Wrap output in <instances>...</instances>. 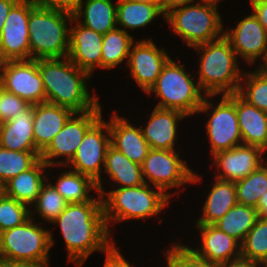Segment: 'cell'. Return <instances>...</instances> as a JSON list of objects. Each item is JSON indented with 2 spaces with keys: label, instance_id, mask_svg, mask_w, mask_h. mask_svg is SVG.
<instances>
[{
  "label": "cell",
  "instance_id": "cell-41",
  "mask_svg": "<svg viewBox=\"0 0 267 267\" xmlns=\"http://www.w3.org/2000/svg\"><path fill=\"white\" fill-rule=\"evenodd\" d=\"M38 5L73 14L82 0H35Z\"/></svg>",
  "mask_w": 267,
  "mask_h": 267
},
{
  "label": "cell",
  "instance_id": "cell-35",
  "mask_svg": "<svg viewBox=\"0 0 267 267\" xmlns=\"http://www.w3.org/2000/svg\"><path fill=\"white\" fill-rule=\"evenodd\" d=\"M238 94L249 104L267 113V77L260 72L243 73Z\"/></svg>",
  "mask_w": 267,
  "mask_h": 267
},
{
  "label": "cell",
  "instance_id": "cell-49",
  "mask_svg": "<svg viewBox=\"0 0 267 267\" xmlns=\"http://www.w3.org/2000/svg\"><path fill=\"white\" fill-rule=\"evenodd\" d=\"M148 3L155 4L159 9L166 13V0H148Z\"/></svg>",
  "mask_w": 267,
  "mask_h": 267
},
{
  "label": "cell",
  "instance_id": "cell-22",
  "mask_svg": "<svg viewBox=\"0 0 267 267\" xmlns=\"http://www.w3.org/2000/svg\"><path fill=\"white\" fill-rule=\"evenodd\" d=\"M74 112L49 102L34 105L33 136L35 147L42 152Z\"/></svg>",
  "mask_w": 267,
  "mask_h": 267
},
{
  "label": "cell",
  "instance_id": "cell-26",
  "mask_svg": "<svg viewBox=\"0 0 267 267\" xmlns=\"http://www.w3.org/2000/svg\"><path fill=\"white\" fill-rule=\"evenodd\" d=\"M111 0H82L73 18L83 26L100 34L117 27V4ZM84 5V7H83ZM83 19V21L79 19Z\"/></svg>",
  "mask_w": 267,
  "mask_h": 267
},
{
  "label": "cell",
  "instance_id": "cell-5",
  "mask_svg": "<svg viewBox=\"0 0 267 267\" xmlns=\"http://www.w3.org/2000/svg\"><path fill=\"white\" fill-rule=\"evenodd\" d=\"M98 193L102 196L104 218L109 232V224L112 221L121 223L124 220L156 217L170 204L167 194L147 183L136 187H117L112 191L104 190Z\"/></svg>",
  "mask_w": 267,
  "mask_h": 267
},
{
  "label": "cell",
  "instance_id": "cell-34",
  "mask_svg": "<svg viewBox=\"0 0 267 267\" xmlns=\"http://www.w3.org/2000/svg\"><path fill=\"white\" fill-rule=\"evenodd\" d=\"M235 186L237 203L256 208L261 195L267 191V164L236 181Z\"/></svg>",
  "mask_w": 267,
  "mask_h": 267
},
{
  "label": "cell",
  "instance_id": "cell-29",
  "mask_svg": "<svg viewBox=\"0 0 267 267\" xmlns=\"http://www.w3.org/2000/svg\"><path fill=\"white\" fill-rule=\"evenodd\" d=\"M117 26L134 30L150 24L157 16L165 13L152 3H139L131 0H117Z\"/></svg>",
  "mask_w": 267,
  "mask_h": 267
},
{
  "label": "cell",
  "instance_id": "cell-2",
  "mask_svg": "<svg viewBox=\"0 0 267 267\" xmlns=\"http://www.w3.org/2000/svg\"><path fill=\"white\" fill-rule=\"evenodd\" d=\"M44 84L46 102L82 113L95 109L100 103L97 95L89 93L87 80L92 76L79 69L68 57L37 59Z\"/></svg>",
  "mask_w": 267,
  "mask_h": 267
},
{
  "label": "cell",
  "instance_id": "cell-19",
  "mask_svg": "<svg viewBox=\"0 0 267 267\" xmlns=\"http://www.w3.org/2000/svg\"><path fill=\"white\" fill-rule=\"evenodd\" d=\"M201 246L191 248L198 256L213 264L226 263L241 257V244L214 224H197Z\"/></svg>",
  "mask_w": 267,
  "mask_h": 267
},
{
  "label": "cell",
  "instance_id": "cell-28",
  "mask_svg": "<svg viewBox=\"0 0 267 267\" xmlns=\"http://www.w3.org/2000/svg\"><path fill=\"white\" fill-rule=\"evenodd\" d=\"M104 172L118 187H136L145 183L141 165L132 162L112 145L106 152Z\"/></svg>",
  "mask_w": 267,
  "mask_h": 267
},
{
  "label": "cell",
  "instance_id": "cell-3",
  "mask_svg": "<svg viewBox=\"0 0 267 267\" xmlns=\"http://www.w3.org/2000/svg\"><path fill=\"white\" fill-rule=\"evenodd\" d=\"M201 54L198 85L205 95H229L238 93L242 71L230 42L221 38L193 47Z\"/></svg>",
  "mask_w": 267,
  "mask_h": 267
},
{
  "label": "cell",
  "instance_id": "cell-48",
  "mask_svg": "<svg viewBox=\"0 0 267 267\" xmlns=\"http://www.w3.org/2000/svg\"><path fill=\"white\" fill-rule=\"evenodd\" d=\"M195 1L196 0H166V12H168L170 9L174 7L193 3Z\"/></svg>",
  "mask_w": 267,
  "mask_h": 267
},
{
  "label": "cell",
  "instance_id": "cell-31",
  "mask_svg": "<svg viewBox=\"0 0 267 267\" xmlns=\"http://www.w3.org/2000/svg\"><path fill=\"white\" fill-rule=\"evenodd\" d=\"M257 219L258 213L254 207L237 203L214 225L242 244Z\"/></svg>",
  "mask_w": 267,
  "mask_h": 267
},
{
  "label": "cell",
  "instance_id": "cell-25",
  "mask_svg": "<svg viewBox=\"0 0 267 267\" xmlns=\"http://www.w3.org/2000/svg\"><path fill=\"white\" fill-rule=\"evenodd\" d=\"M46 163L40 158L31 168L21 172L8 181L0 190L8 197L29 207L36 201L45 179Z\"/></svg>",
  "mask_w": 267,
  "mask_h": 267
},
{
  "label": "cell",
  "instance_id": "cell-52",
  "mask_svg": "<svg viewBox=\"0 0 267 267\" xmlns=\"http://www.w3.org/2000/svg\"><path fill=\"white\" fill-rule=\"evenodd\" d=\"M167 261L166 267H175L168 259H165Z\"/></svg>",
  "mask_w": 267,
  "mask_h": 267
},
{
  "label": "cell",
  "instance_id": "cell-21",
  "mask_svg": "<svg viewBox=\"0 0 267 267\" xmlns=\"http://www.w3.org/2000/svg\"><path fill=\"white\" fill-rule=\"evenodd\" d=\"M109 123L111 145L132 162L142 165L151 147L145 140L141 127L133 126L126 118L114 113Z\"/></svg>",
  "mask_w": 267,
  "mask_h": 267
},
{
  "label": "cell",
  "instance_id": "cell-51",
  "mask_svg": "<svg viewBox=\"0 0 267 267\" xmlns=\"http://www.w3.org/2000/svg\"><path fill=\"white\" fill-rule=\"evenodd\" d=\"M219 1H222V0H199L200 3L213 4L216 6H218V3H220Z\"/></svg>",
  "mask_w": 267,
  "mask_h": 267
},
{
  "label": "cell",
  "instance_id": "cell-33",
  "mask_svg": "<svg viewBox=\"0 0 267 267\" xmlns=\"http://www.w3.org/2000/svg\"><path fill=\"white\" fill-rule=\"evenodd\" d=\"M40 151H13L0 146V189L13 177L31 168Z\"/></svg>",
  "mask_w": 267,
  "mask_h": 267
},
{
  "label": "cell",
  "instance_id": "cell-53",
  "mask_svg": "<svg viewBox=\"0 0 267 267\" xmlns=\"http://www.w3.org/2000/svg\"><path fill=\"white\" fill-rule=\"evenodd\" d=\"M134 2H139V3H148V0H131Z\"/></svg>",
  "mask_w": 267,
  "mask_h": 267
},
{
  "label": "cell",
  "instance_id": "cell-16",
  "mask_svg": "<svg viewBox=\"0 0 267 267\" xmlns=\"http://www.w3.org/2000/svg\"><path fill=\"white\" fill-rule=\"evenodd\" d=\"M252 14L240 20L235 28L226 29L223 36L230 42L236 55L248 64L267 55V31Z\"/></svg>",
  "mask_w": 267,
  "mask_h": 267
},
{
  "label": "cell",
  "instance_id": "cell-30",
  "mask_svg": "<svg viewBox=\"0 0 267 267\" xmlns=\"http://www.w3.org/2000/svg\"><path fill=\"white\" fill-rule=\"evenodd\" d=\"M51 184L68 204L92 200L89 192L93 189L98 193L97 184L92 178L73 170L61 173L57 183Z\"/></svg>",
  "mask_w": 267,
  "mask_h": 267
},
{
  "label": "cell",
  "instance_id": "cell-42",
  "mask_svg": "<svg viewBox=\"0 0 267 267\" xmlns=\"http://www.w3.org/2000/svg\"><path fill=\"white\" fill-rule=\"evenodd\" d=\"M104 267H133L123 257L116 245L106 254Z\"/></svg>",
  "mask_w": 267,
  "mask_h": 267
},
{
  "label": "cell",
  "instance_id": "cell-47",
  "mask_svg": "<svg viewBox=\"0 0 267 267\" xmlns=\"http://www.w3.org/2000/svg\"><path fill=\"white\" fill-rule=\"evenodd\" d=\"M255 209L257 210L259 219L267 220V191L261 195Z\"/></svg>",
  "mask_w": 267,
  "mask_h": 267
},
{
  "label": "cell",
  "instance_id": "cell-50",
  "mask_svg": "<svg viewBox=\"0 0 267 267\" xmlns=\"http://www.w3.org/2000/svg\"><path fill=\"white\" fill-rule=\"evenodd\" d=\"M263 64H261L258 68L260 72H262L267 77V55L263 59Z\"/></svg>",
  "mask_w": 267,
  "mask_h": 267
},
{
  "label": "cell",
  "instance_id": "cell-54",
  "mask_svg": "<svg viewBox=\"0 0 267 267\" xmlns=\"http://www.w3.org/2000/svg\"><path fill=\"white\" fill-rule=\"evenodd\" d=\"M0 267H4V259L0 258Z\"/></svg>",
  "mask_w": 267,
  "mask_h": 267
},
{
  "label": "cell",
  "instance_id": "cell-36",
  "mask_svg": "<svg viewBox=\"0 0 267 267\" xmlns=\"http://www.w3.org/2000/svg\"><path fill=\"white\" fill-rule=\"evenodd\" d=\"M241 257L259 264L267 261V220L257 219L241 244Z\"/></svg>",
  "mask_w": 267,
  "mask_h": 267
},
{
  "label": "cell",
  "instance_id": "cell-45",
  "mask_svg": "<svg viewBox=\"0 0 267 267\" xmlns=\"http://www.w3.org/2000/svg\"><path fill=\"white\" fill-rule=\"evenodd\" d=\"M259 265L257 262L240 257L239 259L218 264L217 267H258Z\"/></svg>",
  "mask_w": 267,
  "mask_h": 267
},
{
  "label": "cell",
  "instance_id": "cell-43",
  "mask_svg": "<svg viewBox=\"0 0 267 267\" xmlns=\"http://www.w3.org/2000/svg\"><path fill=\"white\" fill-rule=\"evenodd\" d=\"M252 11L267 31V0H250Z\"/></svg>",
  "mask_w": 267,
  "mask_h": 267
},
{
  "label": "cell",
  "instance_id": "cell-10",
  "mask_svg": "<svg viewBox=\"0 0 267 267\" xmlns=\"http://www.w3.org/2000/svg\"><path fill=\"white\" fill-rule=\"evenodd\" d=\"M207 97L211 98L214 95L204 97L197 113L206 112L205 114H207L210 108H213V111L209 112V119L205 124L211 154L214 155L219 151L229 150L243 144L235 107V93L222 95L217 106H214Z\"/></svg>",
  "mask_w": 267,
  "mask_h": 267
},
{
  "label": "cell",
  "instance_id": "cell-6",
  "mask_svg": "<svg viewBox=\"0 0 267 267\" xmlns=\"http://www.w3.org/2000/svg\"><path fill=\"white\" fill-rule=\"evenodd\" d=\"M183 66L170 58L146 94L155 93L160 98L157 108L177 110L188 117L197 114L206 95Z\"/></svg>",
  "mask_w": 267,
  "mask_h": 267
},
{
  "label": "cell",
  "instance_id": "cell-18",
  "mask_svg": "<svg viewBox=\"0 0 267 267\" xmlns=\"http://www.w3.org/2000/svg\"><path fill=\"white\" fill-rule=\"evenodd\" d=\"M72 23L76 25L70 27L68 58L91 75L94 69L101 68L103 34L83 26L74 18Z\"/></svg>",
  "mask_w": 267,
  "mask_h": 267
},
{
  "label": "cell",
  "instance_id": "cell-55",
  "mask_svg": "<svg viewBox=\"0 0 267 267\" xmlns=\"http://www.w3.org/2000/svg\"><path fill=\"white\" fill-rule=\"evenodd\" d=\"M262 266H263V267H267V261L261 263L259 267H262Z\"/></svg>",
  "mask_w": 267,
  "mask_h": 267
},
{
  "label": "cell",
  "instance_id": "cell-11",
  "mask_svg": "<svg viewBox=\"0 0 267 267\" xmlns=\"http://www.w3.org/2000/svg\"><path fill=\"white\" fill-rule=\"evenodd\" d=\"M110 145L109 123L103 121L101 116L85 133L74 157L66 165L67 170L71 166V170L89 176L96 182L98 191H104L101 168L105 165L106 152Z\"/></svg>",
  "mask_w": 267,
  "mask_h": 267
},
{
  "label": "cell",
  "instance_id": "cell-1",
  "mask_svg": "<svg viewBox=\"0 0 267 267\" xmlns=\"http://www.w3.org/2000/svg\"><path fill=\"white\" fill-rule=\"evenodd\" d=\"M82 203L67 204L65 210L52 222L60 227L68 252V263L82 267L95 251L107 254L116 244L104 218L102 196Z\"/></svg>",
  "mask_w": 267,
  "mask_h": 267
},
{
  "label": "cell",
  "instance_id": "cell-9",
  "mask_svg": "<svg viewBox=\"0 0 267 267\" xmlns=\"http://www.w3.org/2000/svg\"><path fill=\"white\" fill-rule=\"evenodd\" d=\"M176 150L150 149L147 157L144 159L142 175L144 182L160 188L165 194L168 189L182 187L188 183H196L201 180L192 169L188 167L183 159H180ZM146 178V179H145Z\"/></svg>",
  "mask_w": 267,
  "mask_h": 267
},
{
  "label": "cell",
  "instance_id": "cell-38",
  "mask_svg": "<svg viewBox=\"0 0 267 267\" xmlns=\"http://www.w3.org/2000/svg\"><path fill=\"white\" fill-rule=\"evenodd\" d=\"M31 210L0 190V233L26 222L31 217Z\"/></svg>",
  "mask_w": 267,
  "mask_h": 267
},
{
  "label": "cell",
  "instance_id": "cell-12",
  "mask_svg": "<svg viewBox=\"0 0 267 267\" xmlns=\"http://www.w3.org/2000/svg\"><path fill=\"white\" fill-rule=\"evenodd\" d=\"M102 116V106L99 104L95 109L74 113L66 122L61 131L54 136L49 145L41 152L40 158L48 167L66 166L74 157L79 145L83 141L87 130ZM64 160L53 161L58 157Z\"/></svg>",
  "mask_w": 267,
  "mask_h": 267
},
{
  "label": "cell",
  "instance_id": "cell-37",
  "mask_svg": "<svg viewBox=\"0 0 267 267\" xmlns=\"http://www.w3.org/2000/svg\"><path fill=\"white\" fill-rule=\"evenodd\" d=\"M47 182V183H46ZM66 200L53 187L51 182L45 181L36 201L32 204L34 212L44 219V221L52 222L65 210L67 206Z\"/></svg>",
  "mask_w": 267,
  "mask_h": 267
},
{
  "label": "cell",
  "instance_id": "cell-40",
  "mask_svg": "<svg viewBox=\"0 0 267 267\" xmlns=\"http://www.w3.org/2000/svg\"><path fill=\"white\" fill-rule=\"evenodd\" d=\"M30 106L27 101L4 90L0 83V124L10 121L20 112H25Z\"/></svg>",
  "mask_w": 267,
  "mask_h": 267
},
{
  "label": "cell",
  "instance_id": "cell-17",
  "mask_svg": "<svg viewBox=\"0 0 267 267\" xmlns=\"http://www.w3.org/2000/svg\"><path fill=\"white\" fill-rule=\"evenodd\" d=\"M264 153L259 147L245 144L215 153L212 155L214 165L218 168L215 178L232 182L244 179L266 163Z\"/></svg>",
  "mask_w": 267,
  "mask_h": 267
},
{
  "label": "cell",
  "instance_id": "cell-27",
  "mask_svg": "<svg viewBox=\"0 0 267 267\" xmlns=\"http://www.w3.org/2000/svg\"><path fill=\"white\" fill-rule=\"evenodd\" d=\"M196 224H214L237 204L235 182L215 178Z\"/></svg>",
  "mask_w": 267,
  "mask_h": 267
},
{
  "label": "cell",
  "instance_id": "cell-13",
  "mask_svg": "<svg viewBox=\"0 0 267 267\" xmlns=\"http://www.w3.org/2000/svg\"><path fill=\"white\" fill-rule=\"evenodd\" d=\"M0 83L4 90L17 95L31 105L46 102L37 59L2 61Z\"/></svg>",
  "mask_w": 267,
  "mask_h": 267
},
{
  "label": "cell",
  "instance_id": "cell-4",
  "mask_svg": "<svg viewBox=\"0 0 267 267\" xmlns=\"http://www.w3.org/2000/svg\"><path fill=\"white\" fill-rule=\"evenodd\" d=\"M72 19L71 13L47 8L30 0V59L68 57L70 28L67 24Z\"/></svg>",
  "mask_w": 267,
  "mask_h": 267
},
{
  "label": "cell",
  "instance_id": "cell-7",
  "mask_svg": "<svg viewBox=\"0 0 267 267\" xmlns=\"http://www.w3.org/2000/svg\"><path fill=\"white\" fill-rule=\"evenodd\" d=\"M175 35L188 47L217 40L223 36V21L216 5L189 3L170 9L165 18Z\"/></svg>",
  "mask_w": 267,
  "mask_h": 267
},
{
  "label": "cell",
  "instance_id": "cell-24",
  "mask_svg": "<svg viewBox=\"0 0 267 267\" xmlns=\"http://www.w3.org/2000/svg\"><path fill=\"white\" fill-rule=\"evenodd\" d=\"M34 105L0 124V146L13 151H39L33 136Z\"/></svg>",
  "mask_w": 267,
  "mask_h": 267
},
{
  "label": "cell",
  "instance_id": "cell-14",
  "mask_svg": "<svg viewBox=\"0 0 267 267\" xmlns=\"http://www.w3.org/2000/svg\"><path fill=\"white\" fill-rule=\"evenodd\" d=\"M30 0H19L10 10L0 35V61L30 60Z\"/></svg>",
  "mask_w": 267,
  "mask_h": 267
},
{
  "label": "cell",
  "instance_id": "cell-46",
  "mask_svg": "<svg viewBox=\"0 0 267 267\" xmlns=\"http://www.w3.org/2000/svg\"><path fill=\"white\" fill-rule=\"evenodd\" d=\"M4 267H49V265L37 262L10 261L4 259Z\"/></svg>",
  "mask_w": 267,
  "mask_h": 267
},
{
  "label": "cell",
  "instance_id": "cell-32",
  "mask_svg": "<svg viewBox=\"0 0 267 267\" xmlns=\"http://www.w3.org/2000/svg\"><path fill=\"white\" fill-rule=\"evenodd\" d=\"M134 38L127 31L116 27L103 35L101 68L111 70L120 65L125 59L128 61L129 52Z\"/></svg>",
  "mask_w": 267,
  "mask_h": 267
},
{
  "label": "cell",
  "instance_id": "cell-23",
  "mask_svg": "<svg viewBox=\"0 0 267 267\" xmlns=\"http://www.w3.org/2000/svg\"><path fill=\"white\" fill-rule=\"evenodd\" d=\"M235 107L242 143L267 152V113L249 104L235 93Z\"/></svg>",
  "mask_w": 267,
  "mask_h": 267
},
{
  "label": "cell",
  "instance_id": "cell-39",
  "mask_svg": "<svg viewBox=\"0 0 267 267\" xmlns=\"http://www.w3.org/2000/svg\"><path fill=\"white\" fill-rule=\"evenodd\" d=\"M175 267H217L204 258L198 256L189 246L182 244H172L171 249L165 253Z\"/></svg>",
  "mask_w": 267,
  "mask_h": 267
},
{
  "label": "cell",
  "instance_id": "cell-44",
  "mask_svg": "<svg viewBox=\"0 0 267 267\" xmlns=\"http://www.w3.org/2000/svg\"><path fill=\"white\" fill-rule=\"evenodd\" d=\"M19 0H0V35L12 7Z\"/></svg>",
  "mask_w": 267,
  "mask_h": 267
},
{
  "label": "cell",
  "instance_id": "cell-8",
  "mask_svg": "<svg viewBox=\"0 0 267 267\" xmlns=\"http://www.w3.org/2000/svg\"><path fill=\"white\" fill-rule=\"evenodd\" d=\"M31 217L21 225L0 233V258L10 261L37 262L49 265L53 233L35 224Z\"/></svg>",
  "mask_w": 267,
  "mask_h": 267
},
{
  "label": "cell",
  "instance_id": "cell-15",
  "mask_svg": "<svg viewBox=\"0 0 267 267\" xmlns=\"http://www.w3.org/2000/svg\"><path fill=\"white\" fill-rule=\"evenodd\" d=\"M134 44L131 46L126 63L130 67L131 77L147 93L171 57L165 48L158 49L152 38L139 40Z\"/></svg>",
  "mask_w": 267,
  "mask_h": 267
},
{
  "label": "cell",
  "instance_id": "cell-20",
  "mask_svg": "<svg viewBox=\"0 0 267 267\" xmlns=\"http://www.w3.org/2000/svg\"><path fill=\"white\" fill-rule=\"evenodd\" d=\"M187 116L177 110L155 107L142 133L152 149L175 150L178 122Z\"/></svg>",
  "mask_w": 267,
  "mask_h": 267
}]
</instances>
